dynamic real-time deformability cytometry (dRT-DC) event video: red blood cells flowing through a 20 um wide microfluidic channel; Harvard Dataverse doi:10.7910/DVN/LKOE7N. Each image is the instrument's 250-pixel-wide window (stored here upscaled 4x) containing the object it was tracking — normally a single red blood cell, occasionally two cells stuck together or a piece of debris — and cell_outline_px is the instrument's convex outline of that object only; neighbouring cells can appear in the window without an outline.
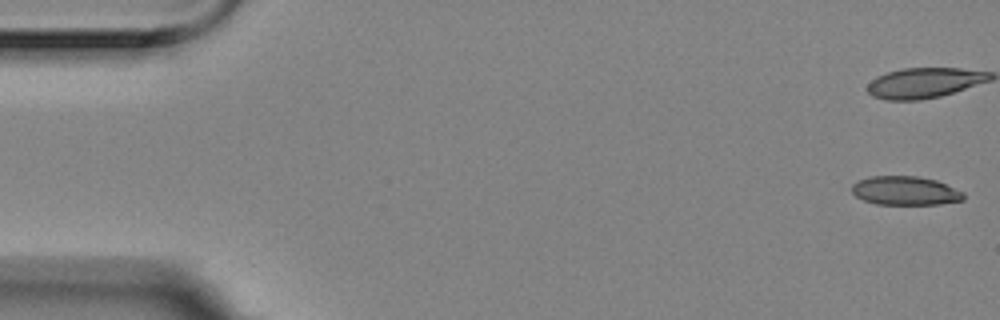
{"species": "Egyptian fruit bat (a non-hibernating species)", "species_latin": "Rousettus aegyptiacus", "temperature_condition": "room temperature", "stored_images_in_passage": 9, "camera_frame_rate_fps": 3000, "um_per_image_px": 0.085, "animal": {"sex": "female"}, "frame": {"image": 1, "passage_image": 1, "time_ms": 0.0, "image_size_px": [1000, 320], "cell_outline_px": [[964, 200], [940, 204], [876, 204], [864, 200], [856, 196], [852, 192], [852, 184], [868, 176], [916, 176], [936, 180], [964, 192]], "centroid_in_image_um": [76.95, 16.21], "position_along_channel_um": 8.0, "area_um2": 18.73}}